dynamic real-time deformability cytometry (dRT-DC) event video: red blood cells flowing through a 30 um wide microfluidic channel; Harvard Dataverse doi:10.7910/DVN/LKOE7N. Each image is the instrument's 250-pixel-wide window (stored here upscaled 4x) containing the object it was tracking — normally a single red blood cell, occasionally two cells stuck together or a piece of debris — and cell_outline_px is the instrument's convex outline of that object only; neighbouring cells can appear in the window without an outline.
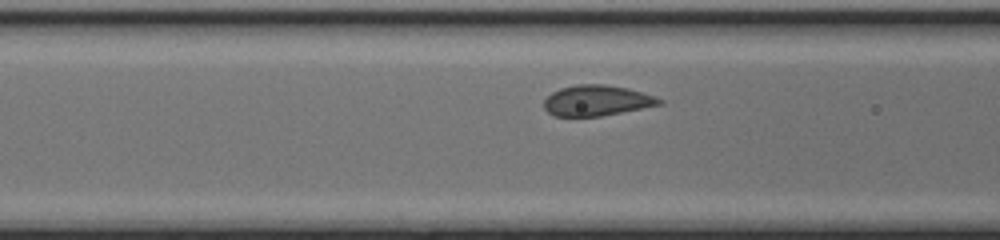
{"species": "common noctule bat (a hibernating species)", "species_latin": "Nyctalus noctula", "temperature_condition": "cold", "stored_images_in_passage": 9, "camera_frame_rate_fps": 3000, "um_per_image_px": 0.085, "animal": {"sex": "female", "body_mass_g": 17.0, "forearm_length_mm": 48.0}, "frame": {"image": 1, "passage_image": 7, "time_ms": 2.0, "image_size_px": [1000, 240], "cell_outline_px": [[664, 104], [600, 116], [552, 116], [544, 108], [544, 100], [552, 92], [560, 88], [576, 84], [604, 84], [628, 88], [656, 96], [664, 100]], "centroid_in_image_um": [50.74, 8.54], "position_along_channel_um": 115.9, "area_um2": 20.69}}